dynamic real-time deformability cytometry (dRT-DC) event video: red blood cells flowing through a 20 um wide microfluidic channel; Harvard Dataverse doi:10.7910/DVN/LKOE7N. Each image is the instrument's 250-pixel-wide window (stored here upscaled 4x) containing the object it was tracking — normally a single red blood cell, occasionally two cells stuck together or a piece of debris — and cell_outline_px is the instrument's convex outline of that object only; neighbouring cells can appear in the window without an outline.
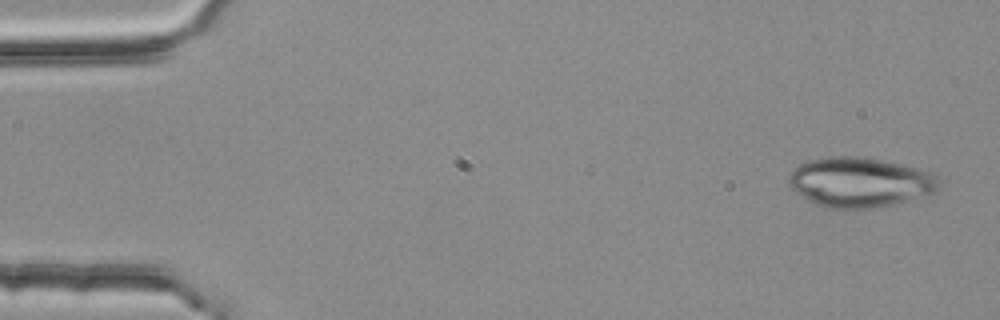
{"species": "common noctule bat (a hibernating species)", "species_latin": "Nyctalus noctula", "temperature_condition": "room temperature", "stored_images_in_passage": 4, "camera_frame_rate_fps": 3000, "um_per_image_px": 0.085, "animal": {"sex": "female", "body_mass_g": 25.1}, "frame": {"image": 1, "passage_image": 1, "time_ms": 0.0, "image_size_px": [1000, 320], "cell_outline_px": [[936, 196], [892, 204], [868, 208], [824, 208], [808, 200], [796, 192], [788, 184], [788, 176], [800, 164], [812, 160], [828, 156], [864, 156], [936, 172]], "centroid_in_image_um": [73.14, 15.49], "position_along_channel_um": 11.9, "area_um2": 43.93}}